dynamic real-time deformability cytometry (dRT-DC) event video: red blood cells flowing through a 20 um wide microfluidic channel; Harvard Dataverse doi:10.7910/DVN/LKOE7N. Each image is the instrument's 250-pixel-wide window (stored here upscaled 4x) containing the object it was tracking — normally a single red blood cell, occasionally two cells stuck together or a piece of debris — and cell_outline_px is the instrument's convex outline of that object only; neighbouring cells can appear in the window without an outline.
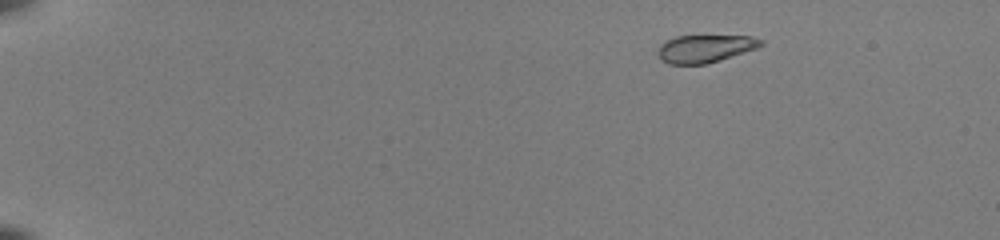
{"species": "common noctule bat (a hibernating species)", "species_latin": "Nyctalus noctula", "temperature_condition": "room temperature", "stored_images_in_passage": 51, "camera_frame_rate_fps": 3000, "um_per_image_px": 0.085, "animal": {"sex": "female", "body_mass_g": 22.0, "forearm_length_mm": 56.7}, "frame": {"image": 1, "passage_image": 6, "time_ms": 1.667, "image_size_px": [1000, 240], "cell_outline_px": [[764, 44], [756, 48], [720, 60], [704, 64], [668, 64], [660, 60], [660, 44], [676, 36], [752, 36], [764, 40]], "centroid_in_image_um": [59.96, 4.13], "position_along_channel_um": 25.0, "area_um2": 16.42}}
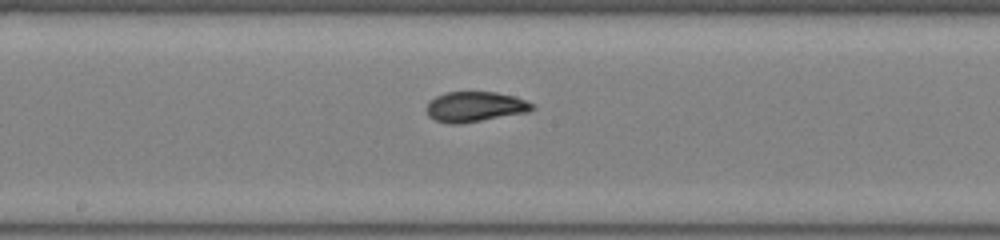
{"frame": {"image": 2, "passage_image": 29, "time_ms": 9.333, "image_size_px": [1000, 240], "cell_outline_px": [[536, 108], [528, 112], [460, 124], [448, 124], [436, 120], [428, 116], [428, 100], [444, 92], [496, 92], [516, 96], [536, 104]], "centroid_in_image_um": [40.41, 9.06], "position_along_channel_um": 207.8, "area_um2": 18.79}}
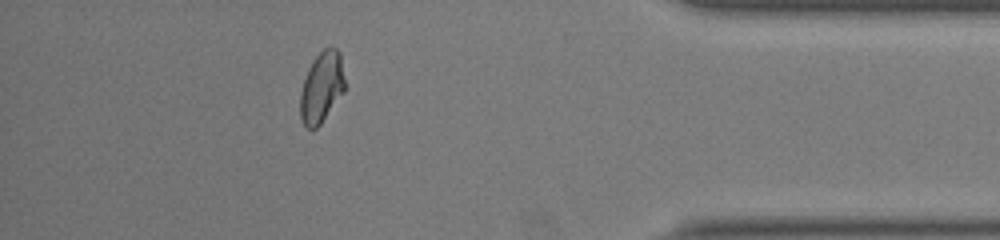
{"frame": {"image": 3, "passage_image": 46, "time_ms": 15.0, "image_size_px": [1000, 240], "cell_outline_px": [[344, 92], [320, 124], [316, 128], [308, 128], [304, 124], [300, 116], [300, 92], [308, 68], [312, 60], [324, 48], [336, 48], [340, 52], [344, 80]], "centroid_in_image_um": [27.33, 7.41], "position_along_channel_um": 407.9, "area_um2": 18.21}, "authors_computed_cell_mechanics": {"area_um2": 18.3226, "velocity_mm_per_s": 4.0009, "shape_relaxation_time_tau1_ms": 3.9027, "shape_relaxation_time_tau2_ms": 0.5832, "deformation_change_tau1": 0.1895, "deformation_change_tau2": 0.039}}